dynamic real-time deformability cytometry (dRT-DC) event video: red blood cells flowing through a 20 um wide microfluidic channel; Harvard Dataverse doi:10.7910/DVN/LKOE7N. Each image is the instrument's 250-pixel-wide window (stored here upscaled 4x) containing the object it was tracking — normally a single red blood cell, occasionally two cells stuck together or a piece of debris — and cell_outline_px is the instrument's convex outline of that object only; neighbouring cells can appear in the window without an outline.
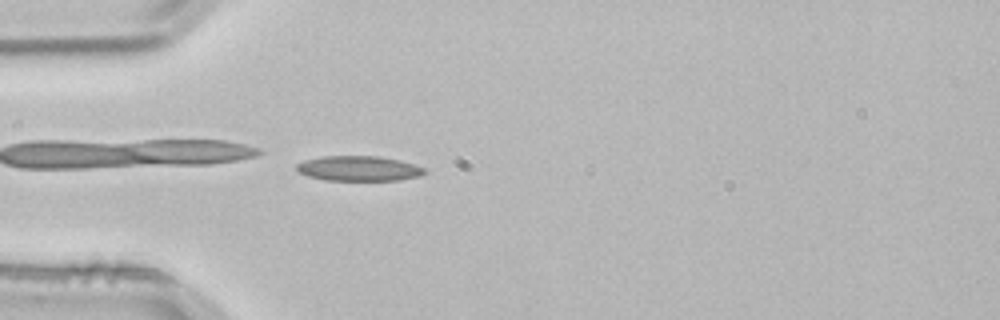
{"species": "common noctule bat (a hibernating species)", "species_latin": "Nyctalus noctula", "temperature_condition": "room temperature", "stored_images_in_passage": 2, "camera_frame_rate_fps": 3000, "um_per_image_px": 0.085, "animal": {"sex": "male", "body_mass_g": 21.5, "forearm_length_mm": 52.0}, "frame": {"image": 1, "passage_image": 2, "time_ms": 0.333, "image_size_px": [1000, 320], "cell_outline_px": [[424, 172], [420, 176], [400, 180], [324, 180], [308, 176], [296, 172], [296, 164], [304, 160], [324, 156], [380, 156], [400, 160], [424, 168]], "centroid_in_image_um": [30.44, 14.32], "position_along_channel_um": 54.6, "area_um2": 18.67}}